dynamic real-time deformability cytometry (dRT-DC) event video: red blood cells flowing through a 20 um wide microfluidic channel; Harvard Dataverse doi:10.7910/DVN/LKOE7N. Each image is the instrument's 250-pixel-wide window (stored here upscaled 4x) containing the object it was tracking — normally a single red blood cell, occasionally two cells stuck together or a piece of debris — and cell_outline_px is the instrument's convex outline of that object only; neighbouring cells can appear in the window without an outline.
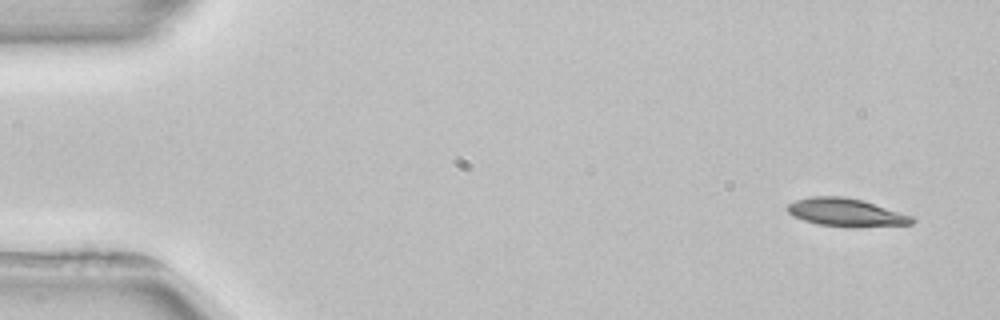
{"species": "common noctule bat (a hibernating species)", "species_latin": "Nyctalus noctula", "temperature_condition": "room temperature", "stored_images_in_passage": 5, "camera_frame_rate_fps": 3000, "um_per_image_px": 0.085, "animal": {"sex": "female", "body_mass_g": 22.7, "forearm_length_mm": 54.2}, "frame": {"image": 1, "passage_image": 1, "time_ms": 0.0, "image_size_px": [1000, 320], "cell_outline_px": [[916, 220], [912, 224], [816, 224], [792, 216], [788, 212], [788, 204], [796, 200], [812, 196], [844, 196], [864, 200], [916, 216]], "centroid_in_image_um": [71.91, 17.99], "position_along_channel_um": 13.1, "area_um2": 19.48}}
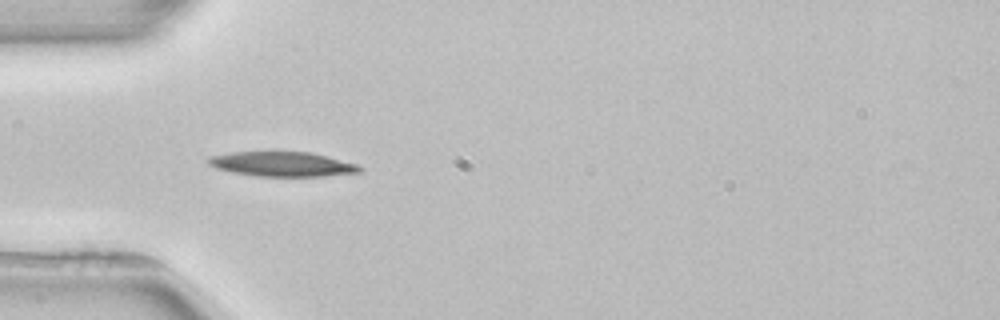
{"frame": {"image": 2, "passage_image": 4, "time_ms": 4.333, "image_size_px": [1000, 320], "cell_outline_px": [[364, 168], [360, 172], [324, 176], [256, 176], [232, 172], [216, 168], [208, 164], [208, 156], [232, 152], [308, 152], [328, 156], [356, 164]], "centroid_in_image_um": [23.98, 13.95], "position_along_channel_um": 61.0, "area_um2": 21.68}}